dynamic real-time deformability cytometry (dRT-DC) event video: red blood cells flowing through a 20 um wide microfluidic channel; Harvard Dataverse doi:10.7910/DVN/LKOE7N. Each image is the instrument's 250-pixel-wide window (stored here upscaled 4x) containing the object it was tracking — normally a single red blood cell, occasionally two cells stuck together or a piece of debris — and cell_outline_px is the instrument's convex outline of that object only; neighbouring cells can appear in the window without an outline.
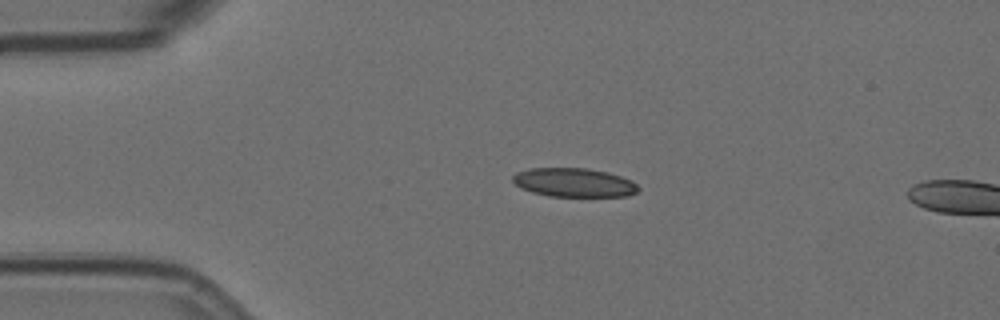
{"species": "Egyptian fruit bat (a non-hibernating species)", "species_latin": "Rousettus aegyptiacus", "temperature_condition": "room temperature", "stored_images_in_passage": 38, "camera_frame_rate_fps": 3000, "um_per_image_px": 0.085, "animal": {"sex": "female"}, "frame": {"image": 1, "passage_image": 1, "time_ms": 0.0, "image_size_px": [1000, 320], "cell_outline_px": [[640, 188], [636, 192], [628, 196], [548, 196], [532, 192], [520, 188], [512, 180], [512, 176], [516, 172], [528, 168], [588, 168], [608, 172], [632, 180]], "centroid_in_image_um": [48.77, 15.51], "position_along_channel_um": 36.2, "area_um2": 21.21}}
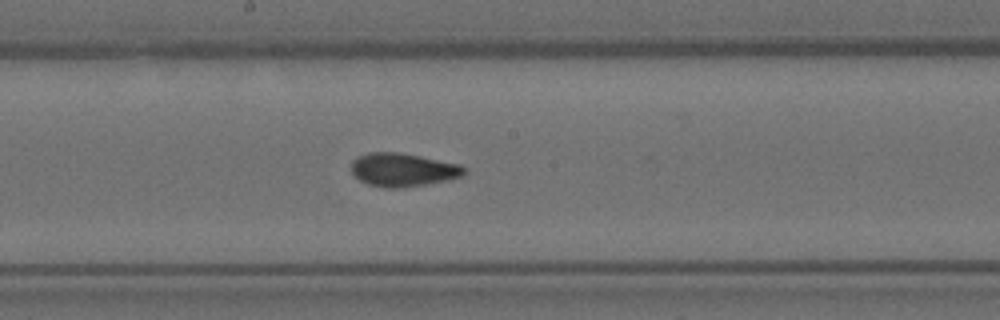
{"frame": {"image": 2, "passage_image": 19, "time_ms": 6.0, "image_size_px": [1000, 320], "cell_outline_px": [[468, 168], [464, 176], [448, 180], [428, 184], [400, 188], [388, 188], [368, 184], [360, 180], [352, 172], [352, 160], [356, 156], [368, 152], [400, 152], [460, 164]], "centroid_in_image_um": [34.28, 14.42], "position_along_channel_um": 213.9, "area_um2": 22.2}}
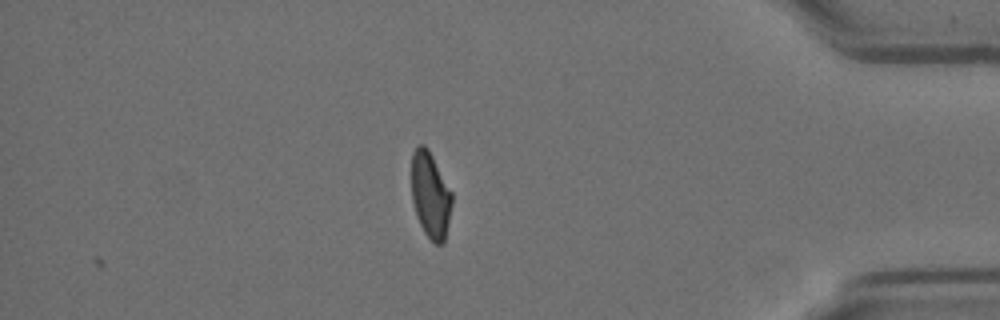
{"frame": {"image": 3, "passage_image": 38, "time_ms": 12.333, "image_size_px": [1000, 320], "cell_outline_px": [[452, 204], [444, 244], [436, 244], [424, 232], [416, 216], [412, 200], [412, 152], [420, 144], [424, 144], [428, 148], [452, 192]], "centroid_in_image_um": [36.59, 16.58], "position_along_channel_um": 398.6, "area_um2": 20.23}, "authors_computed_cell_mechanics": {"area_um2": 21.5594, "velocity_mm_per_s": 3.5171, "shape_relaxation_time_tau1_ms": null, "shape_relaxation_time_tau2_ms": 1.3196, "deformation_change_tau1": null, "deformation_change_tau2": 0.082}}